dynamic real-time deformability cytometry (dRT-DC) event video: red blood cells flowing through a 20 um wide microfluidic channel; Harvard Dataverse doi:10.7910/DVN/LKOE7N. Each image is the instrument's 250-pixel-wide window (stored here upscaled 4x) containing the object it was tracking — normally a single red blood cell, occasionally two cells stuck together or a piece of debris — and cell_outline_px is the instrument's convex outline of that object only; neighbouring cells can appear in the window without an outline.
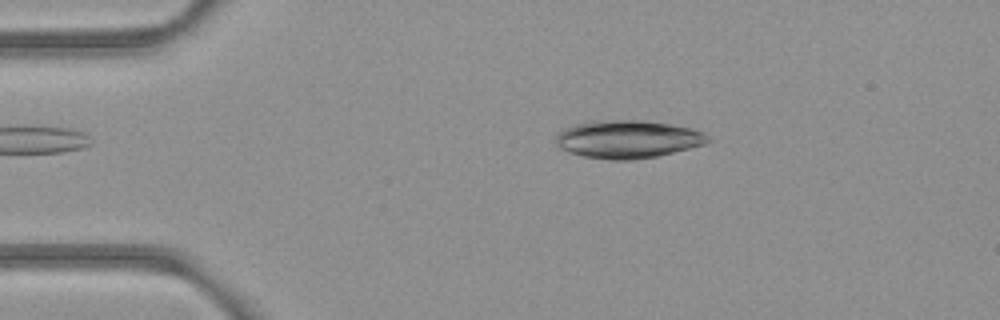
{"species": "common noctule bat (a hibernating species)", "species_latin": "Nyctalus noctula", "temperature_condition": "room temperature", "stored_images_in_passage": 51, "camera_frame_rate_fps": 3000, "um_per_image_px": 0.085, "animal": {"sex": "female", "body_mass_g": 21.9}, "frame": {"image": 1, "passage_image": 9, "time_ms": 2.667, "image_size_px": [1000, 320], "cell_outline_px": [[712, 140], [704, 144], [656, 156], [632, 160], [612, 160], [584, 156], [568, 152], [560, 148], [556, 144], [556, 132], [572, 124], [588, 120], [644, 120], [692, 128], [704, 132]], "centroid_in_image_um": [53.3, 11.81], "position_along_channel_um": 31.7, "area_um2": 33.81}}
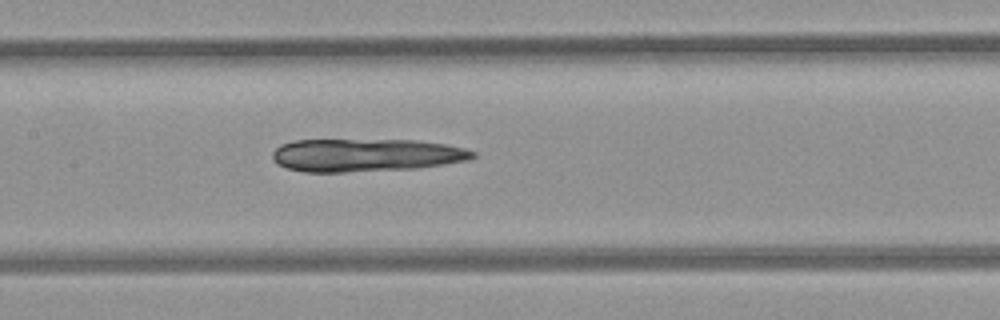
{"frame": {"image": 2, "passage_image": 24, "time_ms": 7.667, "image_size_px": [1000, 320], "cell_outline_px": [[476, 156], [468, 160], [444, 164], [416, 168], [344, 172], [304, 172], [288, 168], [276, 164], [272, 156], [272, 152], [280, 144], [296, 140], [420, 140], [444, 144], [464, 148], [476, 152]], "centroid_in_image_um": [31.08, 13.18], "position_along_channel_um": 176.3, "area_um2": 38.49}}
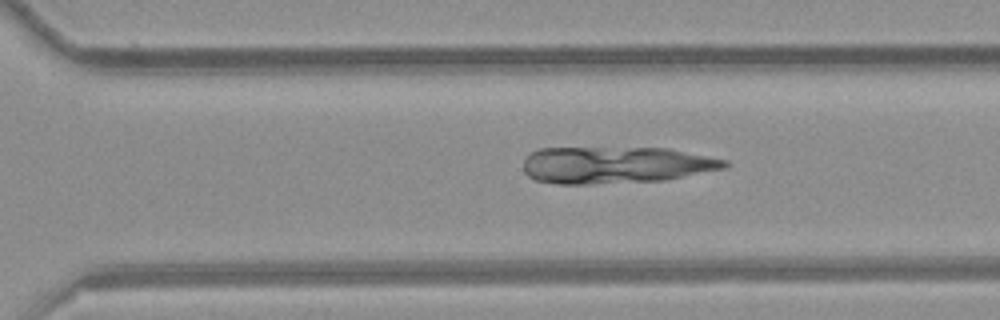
{"frame": {"image": 3, "passage_image": 35, "time_ms": 11.333, "image_size_px": [1000, 320], "cell_outline_px": [[728, 164], [724, 168], [664, 180], [592, 184], [556, 184], [536, 180], [528, 176], [524, 172], [524, 160], [532, 152], [540, 148], [668, 148], [728, 160]], "centroid_in_image_um": [52.3, 14.02], "position_along_channel_um": 318.3, "area_um2": 43.06}}